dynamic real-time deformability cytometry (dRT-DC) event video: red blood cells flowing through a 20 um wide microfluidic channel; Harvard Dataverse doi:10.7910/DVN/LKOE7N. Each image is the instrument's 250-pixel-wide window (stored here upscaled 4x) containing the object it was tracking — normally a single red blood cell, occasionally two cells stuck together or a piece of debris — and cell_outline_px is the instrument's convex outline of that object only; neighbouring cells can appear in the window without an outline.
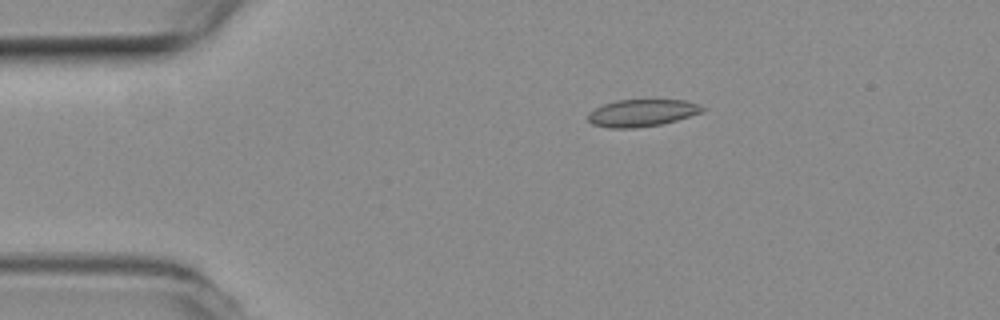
{"species": "common noctule bat (a hibernating species)", "species_latin": "Nyctalus noctula", "temperature_condition": "room temperature", "stored_images_in_passage": 4, "camera_frame_rate_fps": 3000, "um_per_image_px": 0.085, "animal": {"sex": "female", "body_mass_g": 19.3, "forearm_length_mm": 54.1}, "frame": {"image": 1, "passage_image": 2, "time_ms": 0.333, "image_size_px": [1000, 320], "cell_outline_px": [[704, 112], [676, 120], [660, 124], [632, 128], [608, 128], [592, 124], [588, 120], [588, 112], [604, 104], [616, 100], [684, 100], [696, 104], [704, 108]], "centroid_in_image_um": [54.53, 9.6], "position_along_channel_um": 30.5, "area_um2": 17.92}}